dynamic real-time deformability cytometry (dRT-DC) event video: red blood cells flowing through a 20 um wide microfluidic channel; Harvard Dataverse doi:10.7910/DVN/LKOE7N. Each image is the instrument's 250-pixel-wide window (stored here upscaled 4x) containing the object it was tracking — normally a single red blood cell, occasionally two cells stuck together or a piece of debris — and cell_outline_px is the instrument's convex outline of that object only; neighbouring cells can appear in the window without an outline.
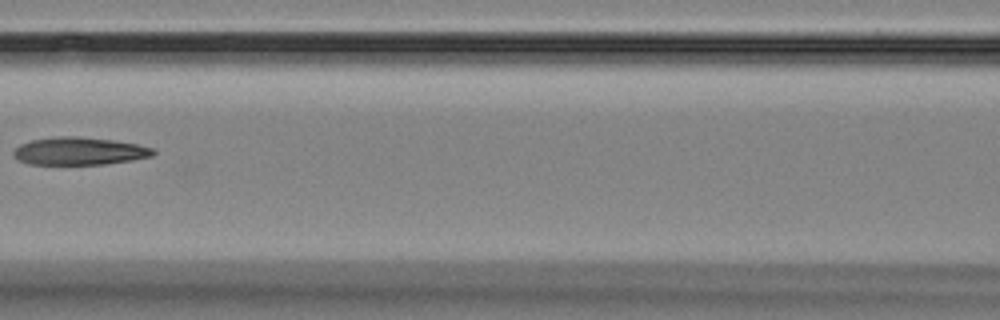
{"species": "Egyptian fruit bat (a non-hibernating species)", "species_latin": "Rousettus aegyptiacus", "temperature_condition": "room temperature", "stored_images_in_passage": 6, "camera_frame_rate_fps": 3000, "um_per_image_px": 0.085, "animal": {"sex": "female"}, "frame": {"image": 1, "passage_image": 6, "time_ms": 6.333, "image_size_px": [1000, 320], "cell_outline_px": [[156, 152], [152, 156], [132, 160], [104, 164], [28, 164], [20, 160], [12, 152], [20, 144], [32, 140], [52, 136], [76, 136], [112, 140], [136, 144], [152, 148]], "centroid_in_image_um": [6.73, 12.84], "position_along_channel_um": 159.9, "area_um2": 22.37}}